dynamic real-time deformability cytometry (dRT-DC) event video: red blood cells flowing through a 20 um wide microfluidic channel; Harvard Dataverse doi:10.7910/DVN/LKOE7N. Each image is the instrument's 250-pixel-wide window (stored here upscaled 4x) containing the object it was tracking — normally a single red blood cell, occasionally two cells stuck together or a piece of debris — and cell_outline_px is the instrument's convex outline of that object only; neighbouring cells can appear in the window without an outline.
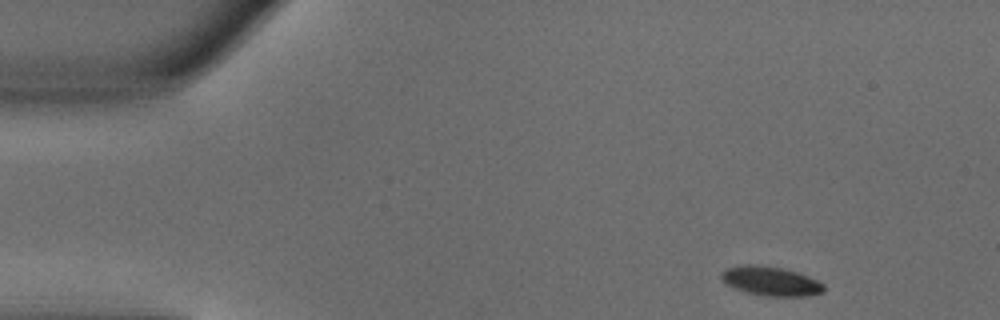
{"species": "common noctule bat (a hibernating species)", "species_latin": "Nyctalus noctula", "temperature_condition": "warm", "stored_images_in_passage": 45, "camera_frame_rate_fps": 3000, "um_per_image_px": 0.085, "animal": {"sex": "male", "body_mass_g": 18.8}, "frame": {"image": 1, "passage_image": 1, "time_ms": 0.0, "image_size_px": [1000, 320], "cell_outline_px": [[824, 292], [808, 296], [764, 296], [748, 292], [736, 288], [728, 284], [720, 276], [720, 272], [724, 268], [744, 264], [756, 264], [784, 268], [808, 276], [824, 284]], "centroid_in_image_um": [65.51, 23.88], "position_along_channel_um": 19.5, "area_um2": 17.46}}
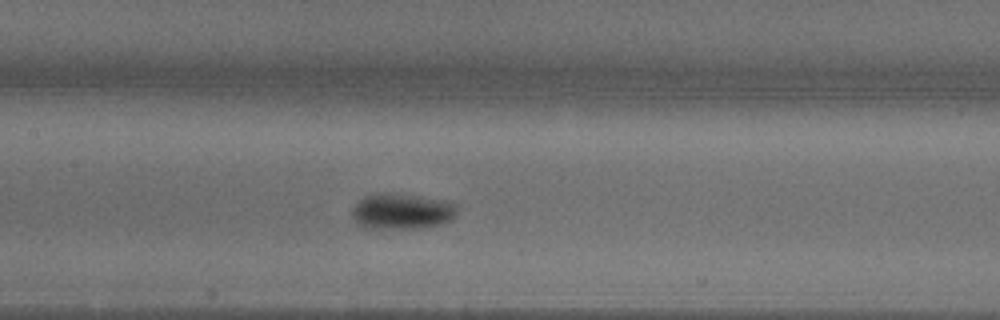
{"frame": {"image": 2, "passage_image": 19, "time_ms": 6.0, "image_size_px": [1000, 320], "cell_outline_px": [[456, 216], [452, 220], [440, 224], [416, 228], [364, 228], [352, 216], [352, 208], [356, 200], [364, 196], [376, 192], [388, 192], [416, 196], [440, 200], [456, 204]], "centroid_in_image_um": [34.1, 17.95], "position_along_channel_um": 173.3, "area_um2": 21.91}}
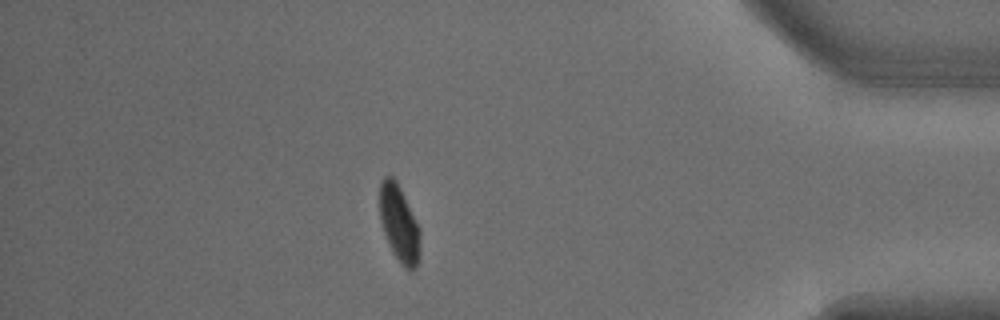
{"frame": {"image": 3, "passage_image": 39, "time_ms": 12.667, "image_size_px": [1000, 320], "cell_outline_px": [[420, 256], [416, 268], [412, 272], [408, 272], [392, 252], [384, 232], [380, 220], [380, 180], [384, 176], [392, 176], [396, 180], [420, 228]], "centroid_in_image_um": [33.95, 19.05], "position_along_channel_um": 401.3, "area_um2": 18.21}, "authors_computed_cell_mechanics": {"area_um2": 18.785, "velocity_mm_per_s": 4.0211, "shape_relaxation_time_tau1_ms": 2.4057, "shape_relaxation_time_tau2_ms": null, "deformation_change_tau1": 0.1352, "deformation_change_tau2": null}}